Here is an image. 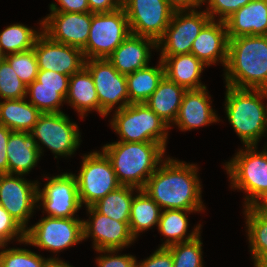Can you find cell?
Returning a JSON list of instances; mask_svg holds the SVG:
<instances>
[{
	"label": "cell",
	"mask_w": 267,
	"mask_h": 267,
	"mask_svg": "<svg viewBox=\"0 0 267 267\" xmlns=\"http://www.w3.org/2000/svg\"><path fill=\"white\" fill-rule=\"evenodd\" d=\"M7 244H1L5 248ZM46 259L23 248H9L0 251V267H43Z\"/></svg>",
	"instance_id": "37"
},
{
	"label": "cell",
	"mask_w": 267,
	"mask_h": 267,
	"mask_svg": "<svg viewBox=\"0 0 267 267\" xmlns=\"http://www.w3.org/2000/svg\"><path fill=\"white\" fill-rule=\"evenodd\" d=\"M160 59L164 66L165 76L169 80L186 90H197L206 87L199 81L206 65L193 54L160 56Z\"/></svg>",
	"instance_id": "24"
},
{
	"label": "cell",
	"mask_w": 267,
	"mask_h": 267,
	"mask_svg": "<svg viewBox=\"0 0 267 267\" xmlns=\"http://www.w3.org/2000/svg\"><path fill=\"white\" fill-rule=\"evenodd\" d=\"M200 236L167 247L172 253L173 267H203V243Z\"/></svg>",
	"instance_id": "35"
},
{
	"label": "cell",
	"mask_w": 267,
	"mask_h": 267,
	"mask_svg": "<svg viewBox=\"0 0 267 267\" xmlns=\"http://www.w3.org/2000/svg\"><path fill=\"white\" fill-rule=\"evenodd\" d=\"M25 240V229L0 205V245L8 244L11 240Z\"/></svg>",
	"instance_id": "39"
},
{
	"label": "cell",
	"mask_w": 267,
	"mask_h": 267,
	"mask_svg": "<svg viewBox=\"0 0 267 267\" xmlns=\"http://www.w3.org/2000/svg\"><path fill=\"white\" fill-rule=\"evenodd\" d=\"M226 86L225 110L229 123L244 146L257 145L265 133L267 90Z\"/></svg>",
	"instance_id": "4"
},
{
	"label": "cell",
	"mask_w": 267,
	"mask_h": 267,
	"mask_svg": "<svg viewBox=\"0 0 267 267\" xmlns=\"http://www.w3.org/2000/svg\"><path fill=\"white\" fill-rule=\"evenodd\" d=\"M175 11L195 10L204 4V0H167Z\"/></svg>",
	"instance_id": "47"
},
{
	"label": "cell",
	"mask_w": 267,
	"mask_h": 267,
	"mask_svg": "<svg viewBox=\"0 0 267 267\" xmlns=\"http://www.w3.org/2000/svg\"><path fill=\"white\" fill-rule=\"evenodd\" d=\"M155 48L154 39L131 33L107 59L119 73L127 75L148 66L150 49Z\"/></svg>",
	"instance_id": "21"
},
{
	"label": "cell",
	"mask_w": 267,
	"mask_h": 267,
	"mask_svg": "<svg viewBox=\"0 0 267 267\" xmlns=\"http://www.w3.org/2000/svg\"><path fill=\"white\" fill-rule=\"evenodd\" d=\"M140 189L121 185L96 202L92 207L100 214L129 225L133 192Z\"/></svg>",
	"instance_id": "31"
},
{
	"label": "cell",
	"mask_w": 267,
	"mask_h": 267,
	"mask_svg": "<svg viewBox=\"0 0 267 267\" xmlns=\"http://www.w3.org/2000/svg\"><path fill=\"white\" fill-rule=\"evenodd\" d=\"M208 1V7L205 12L210 16L211 20H216L215 16L220 17V21H226L234 12L245 6L252 0H204Z\"/></svg>",
	"instance_id": "40"
},
{
	"label": "cell",
	"mask_w": 267,
	"mask_h": 267,
	"mask_svg": "<svg viewBox=\"0 0 267 267\" xmlns=\"http://www.w3.org/2000/svg\"><path fill=\"white\" fill-rule=\"evenodd\" d=\"M137 265L139 267H173L172 253L167 247H158L151 256Z\"/></svg>",
	"instance_id": "43"
},
{
	"label": "cell",
	"mask_w": 267,
	"mask_h": 267,
	"mask_svg": "<svg viewBox=\"0 0 267 267\" xmlns=\"http://www.w3.org/2000/svg\"><path fill=\"white\" fill-rule=\"evenodd\" d=\"M260 212H267V190L251 205Z\"/></svg>",
	"instance_id": "48"
},
{
	"label": "cell",
	"mask_w": 267,
	"mask_h": 267,
	"mask_svg": "<svg viewBox=\"0 0 267 267\" xmlns=\"http://www.w3.org/2000/svg\"><path fill=\"white\" fill-rule=\"evenodd\" d=\"M8 174L25 175L37 166L40 152L29 132L12 131L7 144Z\"/></svg>",
	"instance_id": "23"
},
{
	"label": "cell",
	"mask_w": 267,
	"mask_h": 267,
	"mask_svg": "<svg viewBox=\"0 0 267 267\" xmlns=\"http://www.w3.org/2000/svg\"><path fill=\"white\" fill-rule=\"evenodd\" d=\"M41 112L23 99H8L0 102V125L11 131L31 132Z\"/></svg>",
	"instance_id": "27"
},
{
	"label": "cell",
	"mask_w": 267,
	"mask_h": 267,
	"mask_svg": "<svg viewBox=\"0 0 267 267\" xmlns=\"http://www.w3.org/2000/svg\"><path fill=\"white\" fill-rule=\"evenodd\" d=\"M142 190L164 210L200 212L205 208L195 164L167 157L149 177Z\"/></svg>",
	"instance_id": "1"
},
{
	"label": "cell",
	"mask_w": 267,
	"mask_h": 267,
	"mask_svg": "<svg viewBox=\"0 0 267 267\" xmlns=\"http://www.w3.org/2000/svg\"><path fill=\"white\" fill-rule=\"evenodd\" d=\"M210 20L194 40L191 54L206 66L216 62L226 66L229 38L225 21Z\"/></svg>",
	"instance_id": "19"
},
{
	"label": "cell",
	"mask_w": 267,
	"mask_h": 267,
	"mask_svg": "<svg viewBox=\"0 0 267 267\" xmlns=\"http://www.w3.org/2000/svg\"><path fill=\"white\" fill-rule=\"evenodd\" d=\"M39 70H52L71 76L85 67L83 51L52 40L43 31L34 44Z\"/></svg>",
	"instance_id": "16"
},
{
	"label": "cell",
	"mask_w": 267,
	"mask_h": 267,
	"mask_svg": "<svg viewBox=\"0 0 267 267\" xmlns=\"http://www.w3.org/2000/svg\"><path fill=\"white\" fill-rule=\"evenodd\" d=\"M255 267H267V256L263 258Z\"/></svg>",
	"instance_id": "50"
},
{
	"label": "cell",
	"mask_w": 267,
	"mask_h": 267,
	"mask_svg": "<svg viewBox=\"0 0 267 267\" xmlns=\"http://www.w3.org/2000/svg\"><path fill=\"white\" fill-rule=\"evenodd\" d=\"M30 96L29 103L34 105L41 113H60L62 102L66 101L68 88L38 87L34 80L27 86L26 95Z\"/></svg>",
	"instance_id": "34"
},
{
	"label": "cell",
	"mask_w": 267,
	"mask_h": 267,
	"mask_svg": "<svg viewBox=\"0 0 267 267\" xmlns=\"http://www.w3.org/2000/svg\"><path fill=\"white\" fill-rule=\"evenodd\" d=\"M40 21L41 29L52 40L83 49L90 34L92 13L51 12Z\"/></svg>",
	"instance_id": "17"
},
{
	"label": "cell",
	"mask_w": 267,
	"mask_h": 267,
	"mask_svg": "<svg viewBox=\"0 0 267 267\" xmlns=\"http://www.w3.org/2000/svg\"><path fill=\"white\" fill-rule=\"evenodd\" d=\"M210 20L205 10L174 11L163 36L157 41V49H161L160 56L191 53L194 40Z\"/></svg>",
	"instance_id": "12"
},
{
	"label": "cell",
	"mask_w": 267,
	"mask_h": 267,
	"mask_svg": "<svg viewBox=\"0 0 267 267\" xmlns=\"http://www.w3.org/2000/svg\"><path fill=\"white\" fill-rule=\"evenodd\" d=\"M49 181L44 188L38 187L37 203L40 201L47 216L54 218H76L75 213L81 209L77 181L72 173H63L47 177Z\"/></svg>",
	"instance_id": "15"
},
{
	"label": "cell",
	"mask_w": 267,
	"mask_h": 267,
	"mask_svg": "<svg viewBox=\"0 0 267 267\" xmlns=\"http://www.w3.org/2000/svg\"><path fill=\"white\" fill-rule=\"evenodd\" d=\"M89 12L91 13H108L113 12L121 7L119 0H87Z\"/></svg>",
	"instance_id": "46"
},
{
	"label": "cell",
	"mask_w": 267,
	"mask_h": 267,
	"mask_svg": "<svg viewBox=\"0 0 267 267\" xmlns=\"http://www.w3.org/2000/svg\"><path fill=\"white\" fill-rule=\"evenodd\" d=\"M226 85L267 90V35L229 39Z\"/></svg>",
	"instance_id": "2"
},
{
	"label": "cell",
	"mask_w": 267,
	"mask_h": 267,
	"mask_svg": "<svg viewBox=\"0 0 267 267\" xmlns=\"http://www.w3.org/2000/svg\"><path fill=\"white\" fill-rule=\"evenodd\" d=\"M228 38L267 35V0H252L226 21Z\"/></svg>",
	"instance_id": "22"
},
{
	"label": "cell",
	"mask_w": 267,
	"mask_h": 267,
	"mask_svg": "<svg viewBox=\"0 0 267 267\" xmlns=\"http://www.w3.org/2000/svg\"><path fill=\"white\" fill-rule=\"evenodd\" d=\"M5 59V55L3 54L1 47H0V63Z\"/></svg>",
	"instance_id": "51"
},
{
	"label": "cell",
	"mask_w": 267,
	"mask_h": 267,
	"mask_svg": "<svg viewBox=\"0 0 267 267\" xmlns=\"http://www.w3.org/2000/svg\"><path fill=\"white\" fill-rule=\"evenodd\" d=\"M165 76L162 60L156 67L146 66L126 75L129 104L145 103Z\"/></svg>",
	"instance_id": "28"
},
{
	"label": "cell",
	"mask_w": 267,
	"mask_h": 267,
	"mask_svg": "<svg viewBox=\"0 0 267 267\" xmlns=\"http://www.w3.org/2000/svg\"><path fill=\"white\" fill-rule=\"evenodd\" d=\"M244 209L251 257L256 266L267 256V212H260L251 206Z\"/></svg>",
	"instance_id": "32"
},
{
	"label": "cell",
	"mask_w": 267,
	"mask_h": 267,
	"mask_svg": "<svg viewBox=\"0 0 267 267\" xmlns=\"http://www.w3.org/2000/svg\"><path fill=\"white\" fill-rule=\"evenodd\" d=\"M131 34L122 7L108 13H92L90 34L82 49L85 59H107Z\"/></svg>",
	"instance_id": "7"
},
{
	"label": "cell",
	"mask_w": 267,
	"mask_h": 267,
	"mask_svg": "<svg viewBox=\"0 0 267 267\" xmlns=\"http://www.w3.org/2000/svg\"><path fill=\"white\" fill-rule=\"evenodd\" d=\"M265 133H267V121H266V128H265Z\"/></svg>",
	"instance_id": "52"
},
{
	"label": "cell",
	"mask_w": 267,
	"mask_h": 267,
	"mask_svg": "<svg viewBox=\"0 0 267 267\" xmlns=\"http://www.w3.org/2000/svg\"><path fill=\"white\" fill-rule=\"evenodd\" d=\"M69 77L52 70H39L36 80L38 87L68 88Z\"/></svg>",
	"instance_id": "42"
},
{
	"label": "cell",
	"mask_w": 267,
	"mask_h": 267,
	"mask_svg": "<svg viewBox=\"0 0 267 267\" xmlns=\"http://www.w3.org/2000/svg\"><path fill=\"white\" fill-rule=\"evenodd\" d=\"M207 87L197 90H187L182 98L178 115L173 124L181 131H189L218 122L220 118L212 109Z\"/></svg>",
	"instance_id": "20"
},
{
	"label": "cell",
	"mask_w": 267,
	"mask_h": 267,
	"mask_svg": "<svg viewBox=\"0 0 267 267\" xmlns=\"http://www.w3.org/2000/svg\"><path fill=\"white\" fill-rule=\"evenodd\" d=\"M23 175L0 174V205L25 230L37 203L38 183L27 181Z\"/></svg>",
	"instance_id": "14"
},
{
	"label": "cell",
	"mask_w": 267,
	"mask_h": 267,
	"mask_svg": "<svg viewBox=\"0 0 267 267\" xmlns=\"http://www.w3.org/2000/svg\"><path fill=\"white\" fill-rule=\"evenodd\" d=\"M121 185L142 189L163 161L165 149L156 142H113L102 147Z\"/></svg>",
	"instance_id": "3"
},
{
	"label": "cell",
	"mask_w": 267,
	"mask_h": 267,
	"mask_svg": "<svg viewBox=\"0 0 267 267\" xmlns=\"http://www.w3.org/2000/svg\"><path fill=\"white\" fill-rule=\"evenodd\" d=\"M186 91L184 87L164 76L145 103L171 128L170 123H174Z\"/></svg>",
	"instance_id": "25"
},
{
	"label": "cell",
	"mask_w": 267,
	"mask_h": 267,
	"mask_svg": "<svg viewBox=\"0 0 267 267\" xmlns=\"http://www.w3.org/2000/svg\"><path fill=\"white\" fill-rule=\"evenodd\" d=\"M60 113H41L30 134L36 140L40 155V142L57 156H71L80 146V132L75 122Z\"/></svg>",
	"instance_id": "10"
},
{
	"label": "cell",
	"mask_w": 267,
	"mask_h": 267,
	"mask_svg": "<svg viewBox=\"0 0 267 267\" xmlns=\"http://www.w3.org/2000/svg\"><path fill=\"white\" fill-rule=\"evenodd\" d=\"M43 267H73L70 264H68L67 262H63L62 260H60L59 258H47Z\"/></svg>",
	"instance_id": "49"
},
{
	"label": "cell",
	"mask_w": 267,
	"mask_h": 267,
	"mask_svg": "<svg viewBox=\"0 0 267 267\" xmlns=\"http://www.w3.org/2000/svg\"><path fill=\"white\" fill-rule=\"evenodd\" d=\"M11 130L0 125V174H8L7 144Z\"/></svg>",
	"instance_id": "45"
},
{
	"label": "cell",
	"mask_w": 267,
	"mask_h": 267,
	"mask_svg": "<svg viewBox=\"0 0 267 267\" xmlns=\"http://www.w3.org/2000/svg\"><path fill=\"white\" fill-rule=\"evenodd\" d=\"M87 212L91 216L89 221L83 220V239L91 236L96 251L121 250L136 240L126 222L115 221L102 215L92 206L87 207Z\"/></svg>",
	"instance_id": "18"
},
{
	"label": "cell",
	"mask_w": 267,
	"mask_h": 267,
	"mask_svg": "<svg viewBox=\"0 0 267 267\" xmlns=\"http://www.w3.org/2000/svg\"><path fill=\"white\" fill-rule=\"evenodd\" d=\"M26 89L27 86L4 59L0 63V98L4 100L26 98Z\"/></svg>",
	"instance_id": "38"
},
{
	"label": "cell",
	"mask_w": 267,
	"mask_h": 267,
	"mask_svg": "<svg viewBox=\"0 0 267 267\" xmlns=\"http://www.w3.org/2000/svg\"><path fill=\"white\" fill-rule=\"evenodd\" d=\"M56 3L50 4L51 12H69V13H85L89 12V5L87 0H57Z\"/></svg>",
	"instance_id": "44"
},
{
	"label": "cell",
	"mask_w": 267,
	"mask_h": 267,
	"mask_svg": "<svg viewBox=\"0 0 267 267\" xmlns=\"http://www.w3.org/2000/svg\"><path fill=\"white\" fill-rule=\"evenodd\" d=\"M5 60L26 86L36 80L39 67L33 48L27 51L6 55Z\"/></svg>",
	"instance_id": "36"
},
{
	"label": "cell",
	"mask_w": 267,
	"mask_h": 267,
	"mask_svg": "<svg viewBox=\"0 0 267 267\" xmlns=\"http://www.w3.org/2000/svg\"><path fill=\"white\" fill-rule=\"evenodd\" d=\"M193 211L187 210H163L158 223V230L166 238V241L159 247H168L170 245L190 241L200 235L201 224L187 236L188 216L186 213ZM187 236V237H186Z\"/></svg>",
	"instance_id": "29"
},
{
	"label": "cell",
	"mask_w": 267,
	"mask_h": 267,
	"mask_svg": "<svg viewBox=\"0 0 267 267\" xmlns=\"http://www.w3.org/2000/svg\"><path fill=\"white\" fill-rule=\"evenodd\" d=\"M162 209L142 189L134 195L129 228L132 236L136 239L140 232L150 229L154 225L158 227Z\"/></svg>",
	"instance_id": "30"
},
{
	"label": "cell",
	"mask_w": 267,
	"mask_h": 267,
	"mask_svg": "<svg viewBox=\"0 0 267 267\" xmlns=\"http://www.w3.org/2000/svg\"><path fill=\"white\" fill-rule=\"evenodd\" d=\"M130 32L156 42L163 36L174 13L167 0H124Z\"/></svg>",
	"instance_id": "11"
},
{
	"label": "cell",
	"mask_w": 267,
	"mask_h": 267,
	"mask_svg": "<svg viewBox=\"0 0 267 267\" xmlns=\"http://www.w3.org/2000/svg\"><path fill=\"white\" fill-rule=\"evenodd\" d=\"M110 124L121 137L120 142H156L166 150L170 126L146 103H132L115 110Z\"/></svg>",
	"instance_id": "5"
},
{
	"label": "cell",
	"mask_w": 267,
	"mask_h": 267,
	"mask_svg": "<svg viewBox=\"0 0 267 267\" xmlns=\"http://www.w3.org/2000/svg\"><path fill=\"white\" fill-rule=\"evenodd\" d=\"M82 166L76 176L79 201L86 208L94 205L121 184L118 182L111 161L102 151L90 152L82 158Z\"/></svg>",
	"instance_id": "8"
},
{
	"label": "cell",
	"mask_w": 267,
	"mask_h": 267,
	"mask_svg": "<svg viewBox=\"0 0 267 267\" xmlns=\"http://www.w3.org/2000/svg\"><path fill=\"white\" fill-rule=\"evenodd\" d=\"M41 33L23 24L7 26L0 32L1 50L5 56L30 50Z\"/></svg>",
	"instance_id": "33"
},
{
	"label": "cell",
	"mask_w": 267,
	"mask_h": 267,
	"mask_svg": "<svg viewBox=\"0 0 267 267\" xmlns=\"http://www.w3.org/2000/svg\"><path fill=\"white\" fill-rule=\"evenodd\" d=\"M66 102L80 114L81 118L88 111L95 110L99 113V100L93 77L84 67L69 77L68 94Z\"/></svg>",
	"instance_id": "26"
},
{
	"label": "cell",
	"mask_w": 267,
	"mask_h": 267,
	"mask_svg": "<svg viewBox=\"0 0 267 267\" xmlns=\"http://www.w3.org/2000/svg\"><path fill=\"white\" fill-rule=\"evenodd\" d=\"M83 240V220L46 216L25 230L22 243L56 253Z\"/></svg>",
	"instance_id": "9"
},
{
	"label": "cell",
	"mask_w": 267,
	"mask_h": 267,
	"mask_svg": "<svg viewBox=\"0 0 267 267\" xmlns=\"http://www.w3.org/2000/svg\"><path fill=\"white\" fill-rule=\"evenodd\" d=\"M85 68L94 80L100 116L109 115L119 102L116 110L129 105L126 75L119 73L108 59H86Z\"/></svg>",
	"instance_id": "13"
},
{
	"label": "cell",
	"mask_w": 267,
	"mask_h": 267,
	"mask_svg": "<svg viewBox=\"0 0 267 267\" xmlns=\"http://www.w3.org/2000/svg\"><path fill=\"white\" fill-rule=\"evenodd\" d=\"M118 251L120 250L97 251L99 253H107V255H100L98 258H96L98 267H134L137 264V259L133 255H115L116 252L118 254Z\"/></svg>",
	"instance_id": "41"
},
{
	"label": "cell",
	"mask_w": 267,
	"mask_h": 267,
	"mask_svg": "<svg viewBox=\"0 0 267 267\" xmlns=\"http://www.w3.org/2000/svg\"><path fill=\"white\" fill-rule=\"evenodd\" d=\"M256 145L245 146L226 162L225 169L233 189L244 190V207L251 206L267 190V152L256 151Z\"/></svg>",
	"instance_id": "6"
}]
</instances>
